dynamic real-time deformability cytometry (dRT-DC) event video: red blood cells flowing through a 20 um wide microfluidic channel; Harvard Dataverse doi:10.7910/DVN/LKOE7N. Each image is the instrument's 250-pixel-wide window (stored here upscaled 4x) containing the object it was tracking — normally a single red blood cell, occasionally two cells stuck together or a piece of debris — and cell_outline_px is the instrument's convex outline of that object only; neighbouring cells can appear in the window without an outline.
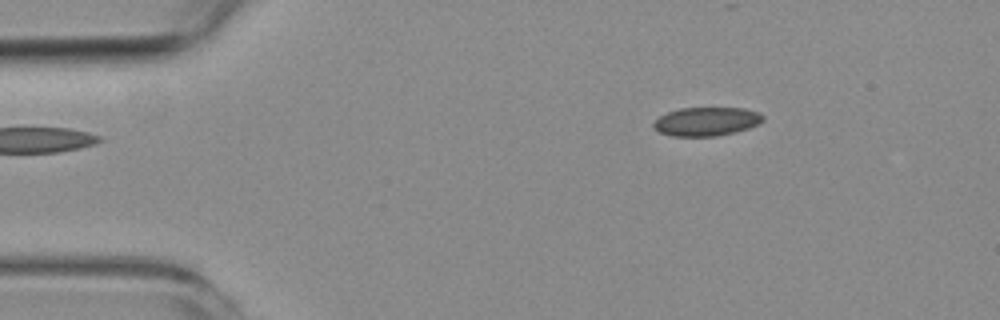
{"species": "common noctule bat (a hibernating species)", "species_latin": "Nyctalus noctula", "temperature_condition": "room temperature", "stored_images_in_passage": 5, "camera_frame_rate_fps": 3000, "um_per_image_px": 0.085, "animal": {"sex": "female", "body_mass_g": 19.3, "forearm_length_mm": 54.1}, "frame": {"image": 1, "passage_image": 3, "time_ms": 2.333, "image_size_px": [1000, 320], "cell_outline_px": [[764, 120], [760, 124], [736, 132], [716, 136], [672, 136], [660, 132], [652, 124], [660, 116], [668, 112], [680, 108], [744, 108], [760, 112], [764, 116]], "centroid_in_image_um": [60.1, 10.32], "position_along_channel_um": 24.9, "area_um2": 18.32}}